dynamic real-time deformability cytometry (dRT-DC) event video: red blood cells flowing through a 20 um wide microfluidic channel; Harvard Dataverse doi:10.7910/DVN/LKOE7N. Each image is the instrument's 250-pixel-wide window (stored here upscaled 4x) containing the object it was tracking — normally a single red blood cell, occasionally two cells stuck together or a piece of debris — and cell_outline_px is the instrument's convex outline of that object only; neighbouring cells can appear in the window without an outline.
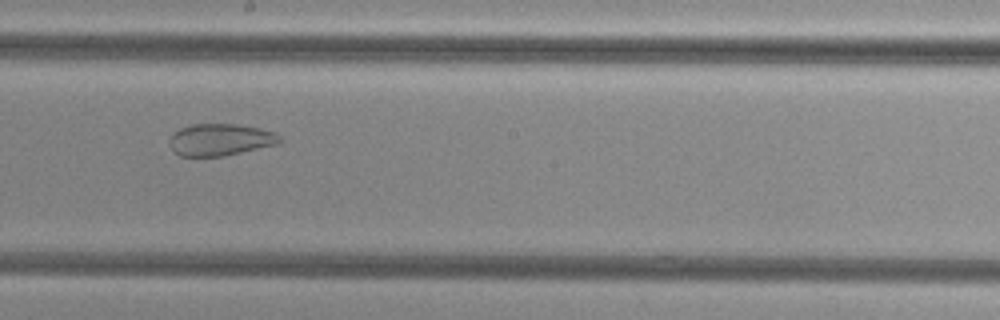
{"species": "common noctule bat (a hibernating species)", "species_latin": "Nyctalus noctula", "temperature_condition": "cold", "stored_images_in_passage": 33, "camera_frame_rate_fps": 3000, "um_per_image_px": 0.085, "animal": {"sex": "female", "body_mass_g": 29.2, "forearm_length_mm": 56.3}, "frame": {"image": 1, "passage_image": 15, "time_ms": 4.667, "image_size_px": [1000, 320], "cell_outline_px": [[280, 140], [276, 144], [224, 156], [180, 156], [172, 148], [168, 140], [172, 132], [180, 128], [192, 124], [236, 124], [260, 128], [276, 132], [280, 136]], "centroid_in_image_um": [18.69, 11.86], "position_along_channel_um": 229.5, "area_um2": 20.46}}
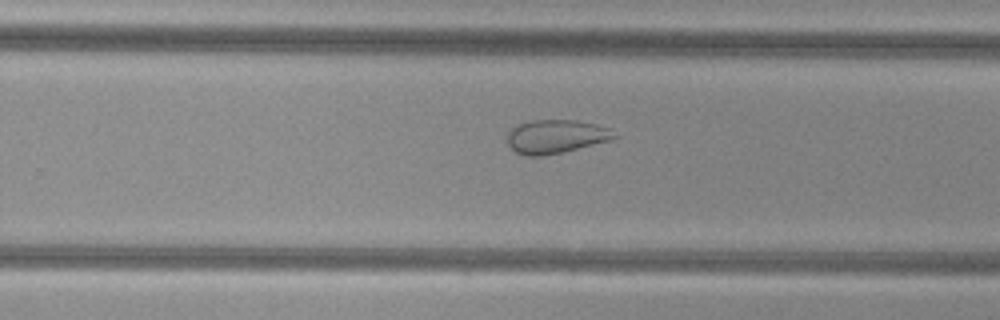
{"frame": {"image": 2, "passage_image": 19, "time_ms": 6.0, "image_size_px": [1000, 320], "cell_outline_px": [[620, 136], [612, 140], [564, 152], [544, 156], [524, 156], [516, 152], [508, 144], [508, 132], [512, 128], [520, 124], [532, 120], [576, 120], [596, 124], [612, 128]], "centroid_in_image_um": [47.32, 11.61], "position_along_channel_um": 282.5, "area_um2": 21.27}}